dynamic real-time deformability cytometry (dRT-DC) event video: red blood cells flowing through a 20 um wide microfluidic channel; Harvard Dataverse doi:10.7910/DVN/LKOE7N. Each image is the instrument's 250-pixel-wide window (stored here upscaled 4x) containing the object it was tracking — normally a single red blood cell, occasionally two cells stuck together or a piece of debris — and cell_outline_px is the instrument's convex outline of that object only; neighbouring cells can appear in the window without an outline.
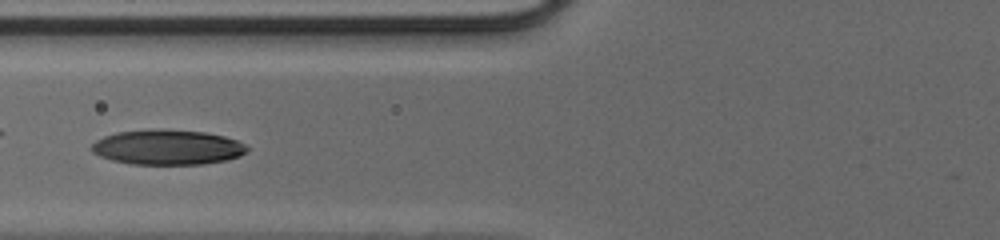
{"species": "human", "species_latin": "Homo sapiens", "temperature_condition": "cold", "stored_images_in_passage": 35, "camera_frame_rate_fps": 3000, "um_per_image_px": 0.085, "donor": {"sex": "male"}, "frame": {"image": 1, "passage_image": 9, "time_ms": 2.667, "image_size_px": [1000, 240], "cell_outline_px": [[248, 152], [240, 156], [228, 160], [204, 164], [132, 164], [112, 160], [100, 156], [92, 152], [92, 144], [96, 140], [104, 136], [116, 132], [204, 132], [224, 136], [236, 140], [244, 144], [248, 148]], "centroid_in_image_um": [14.28, 12.57], "position_along_channel_um": 111.5, "area_um2": 30.63}}
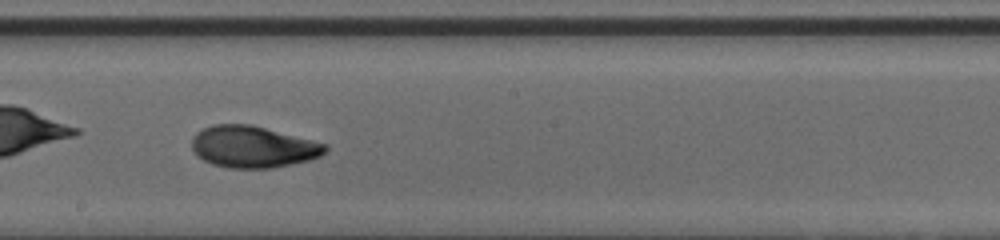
{"frame": {"image": 2, "passage_image": 17, "time_ms": 5.333, "image_size_px": [1000, 240], "cell_outline_px": [[328, 148], [320, 156], [308, 160], [272, 168], [228, 168], [212, 164], [204, 160], [192, 148], [192, 140], [196, 132], [212, 124], [252, 124], [328, 144]], "centroid_in_image_um": [21.51, 12.47], "position_along_channel_um": 226.7, "area_um2": 32.31}}
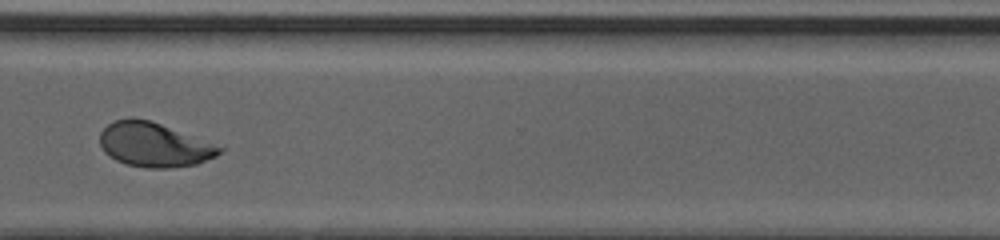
{"frame": {"image": 3, "passage_image": 26, "time_ms": 8.333, "image_size_px": [1000, 240], "cell_outline_px": [[224, 148], [216, 156], [196, 164], [168, 168], [144, 168], [128, 164], [116, 160], [108, 156], [104, 152], [100, 144], [100, 132], [108, 124], [116, 120], [132, 116], [152, 120]], "centroid_in_image_um": [13.05, 12.29], "position_along_channel_um": 357.5, "area_um2": 30.87}}